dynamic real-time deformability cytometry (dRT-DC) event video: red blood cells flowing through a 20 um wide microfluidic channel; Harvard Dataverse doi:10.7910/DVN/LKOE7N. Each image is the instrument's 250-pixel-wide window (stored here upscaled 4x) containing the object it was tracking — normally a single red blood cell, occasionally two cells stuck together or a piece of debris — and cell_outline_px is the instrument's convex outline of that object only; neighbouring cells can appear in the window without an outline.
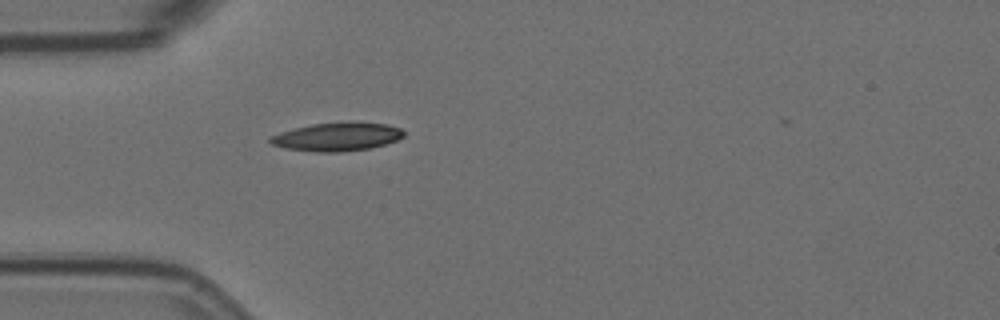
{"species": "Egyptian fruit bat (a non-hibernating species)", "species_latin": "Rousettus aegyptiacus", "temperature_condition": "room temperature", "stored_images_in_passage": 1, "camera_frame_rate_fps": 3000, "um_per_image_px": 0.085, "animal": {"sex": "female"}, "frame": {"image": 1, "passage_image": 1, "time_ms": 0.0, "image_size_px": [1000, 320], "cell_outline_px": [[404, 136], [396, 140], [384, 144], [368, 148], [340, 152], [316, 152], [284, 148], [272, 144], [268, 140], [268, 136], [280, 132], [312, 124], [388, 124], [400, 128], [404, 132]], "centroid_in_image_um": [28.58, 11.66], "position_along_channel_um": 56.4, "area_um2": 21.33}}